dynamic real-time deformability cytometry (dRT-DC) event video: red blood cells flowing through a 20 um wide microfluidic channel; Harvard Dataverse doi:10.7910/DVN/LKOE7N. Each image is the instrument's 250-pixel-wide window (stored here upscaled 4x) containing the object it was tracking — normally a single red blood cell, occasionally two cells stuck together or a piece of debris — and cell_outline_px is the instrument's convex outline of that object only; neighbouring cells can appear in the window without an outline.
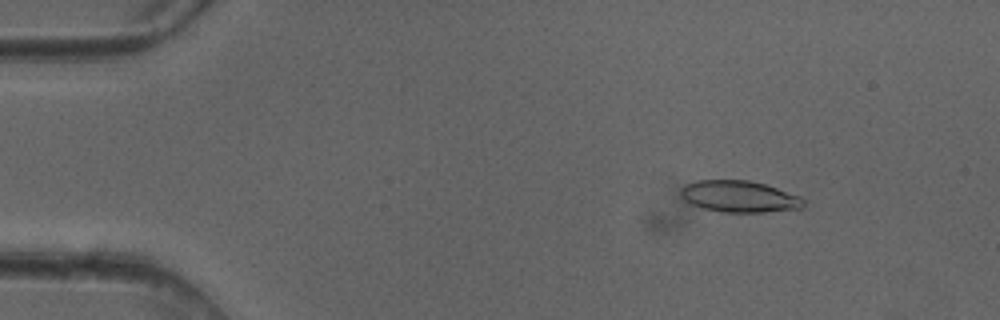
{"species": "common noctule bat (a hibernating species)", "species_latin": "Nyctalus noctula", "temperature_condition": "cold", "stored_images_in_passage": 50, "camera_frame_rate_fps": 3000, "um_per_image_px": 0.085, "animal": {"sex": "female"}, "frame": {"image": 1, "passage_image": 7, "time_ms": 2.0, "image_size_px": [1000, 320], "cell_outline_px": [[804, 208], [764, 212], [720, 212], [704, 208], [692, 204], [684, 200], [680, 192], [680, 188], [684, 184], [696, 180], [748, 180], [764, 184], [800, 196], [804, 200]], "centroid_in_image_um": [62.82, 16.7], "position_along_channel_um": 22.2, "area_um2": 22.6}}
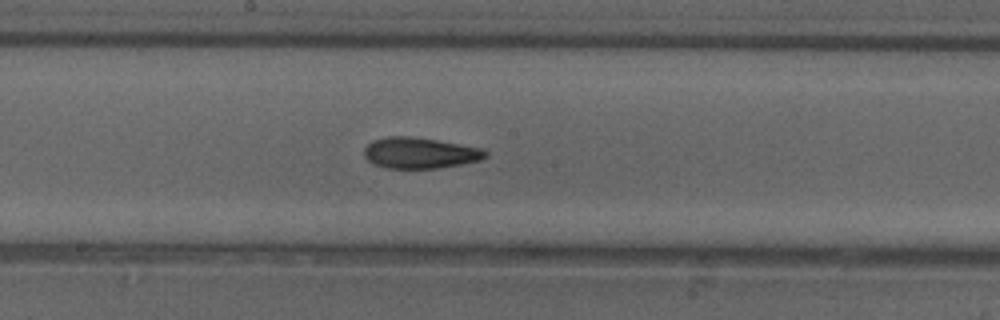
{"frame": {"image": 2, "passage_image": 27, "time_ms": 8.667, "image_size_px": [1000, 320], "cell_outline_px": [[488, 156], [480, 160], [440, 168], [388, 168], [372, 164], [364, 156], [364, 148], [372, 140], [388, 136], [408, 136], [436, 140], [480, 148], [488, 152]], "centroid_in_image_um": [35.66, 13.0], "position_along_channel_um": 212.5, "area_um2": 21.79}}
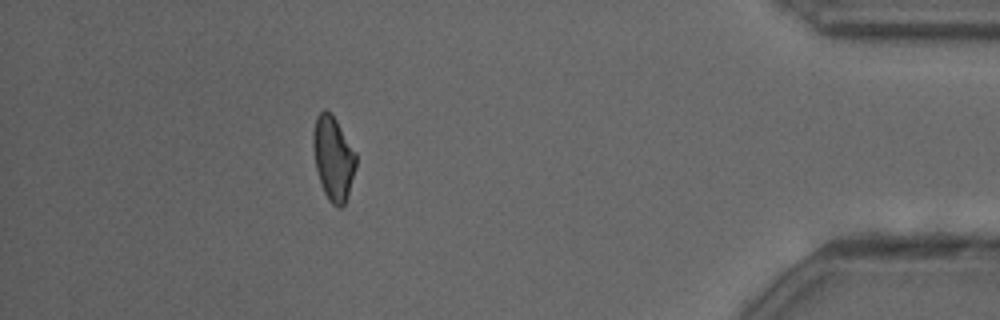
{"frame": {"image": 3, "passage_image": 45, "time_ms": 14.667, "image_size_px": [1000, 320], "cell_outline_px": [[356, 168], [344, 204], [340, 208], [332, 204], [328, 200], [324, 192], [316, 168], [312, 144], [312, 132], [316, 116], [324, 108], [332, 112], [356, 152]], "centroid_in_image_um": [28.31, 13.38], "position_along_channel_um": 406.9, "area_um2": 21.1}, "authors_computed_cell_mechanics": {"area_um2": 21.9929, "velocity_mm_per_s": 4.1119, "shape_relaxation_time_tau1_ms": null, "shape_relaxation_time_tau2_ms": 4.4267, "deformation_change_tau1": null, "deformation_change_tau2": 0.1376}}